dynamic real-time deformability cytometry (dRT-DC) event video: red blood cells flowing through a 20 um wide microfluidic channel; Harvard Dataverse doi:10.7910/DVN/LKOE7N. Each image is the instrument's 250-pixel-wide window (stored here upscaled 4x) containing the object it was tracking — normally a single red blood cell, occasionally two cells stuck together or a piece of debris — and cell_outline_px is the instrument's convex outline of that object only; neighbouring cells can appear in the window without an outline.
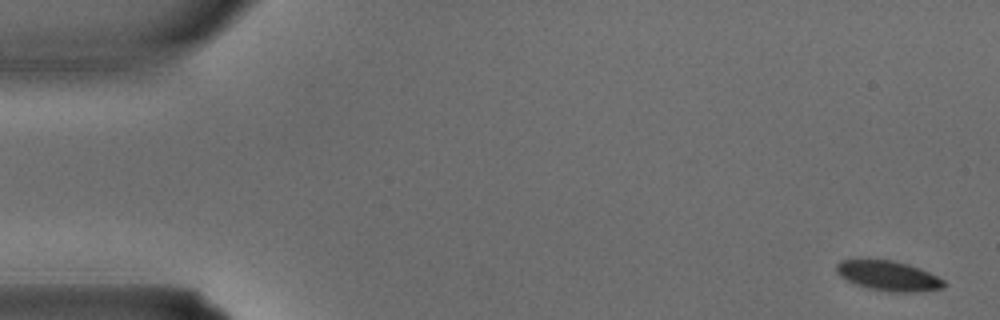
{"species": "common noctule bat (a hibernating species)", "species_latin": "Nyctalus noctula", "temperature_condition": "warm", "stored_images_in_passage": 3, "camera_frame_rate_fps": 3000, "um_per_image_px": 0.085, "animal": {"sex": "male", "body_mass_g": 15.6}, "frame": {"image": 1, "passage_image": 1, "time_ms": 0.0, "image_size_px": [1000, 320], "cell_outline_px": [[944, 288], [912, 292], [896, 292], [868, 288], [856, 284], [840, 276], [836, 272], [836, 264], [840, 260], [892, 260], [908, 264], [920, 268], [944, 280]], "centroid_in_image_um": [75.5, 23.44], "position_along_channel_um": 9.5, "area_um2": 18.44}}
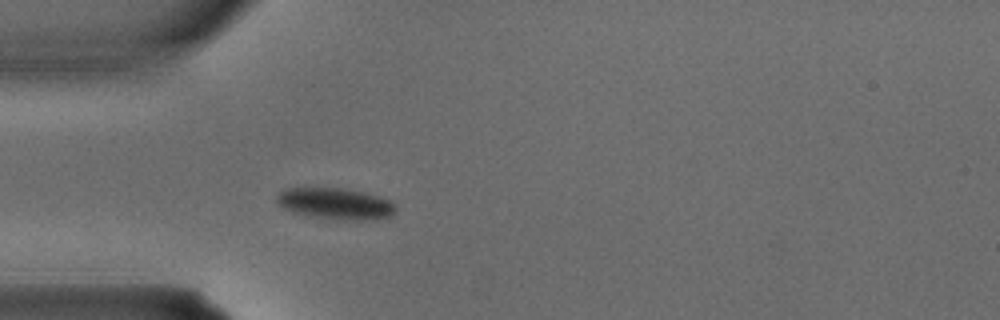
{"frame": {"image": 2, "passage_image": 3, "time_ms": 0.667, "image_size_px": [1000, 320], "cell_outline_px": [[396, 212], [388, 216], [364, 220], [336, 220], [292, 212], [284, 208], [276, 200], [276, 196], [284, 188], [344, 188], [364, 192], [380, 196], [392, 200], [396, 204]], "centroid_in_image_um": [28.55, 17.3], "position_along_channel_um": 56.5, "area_um2": 21.79}}